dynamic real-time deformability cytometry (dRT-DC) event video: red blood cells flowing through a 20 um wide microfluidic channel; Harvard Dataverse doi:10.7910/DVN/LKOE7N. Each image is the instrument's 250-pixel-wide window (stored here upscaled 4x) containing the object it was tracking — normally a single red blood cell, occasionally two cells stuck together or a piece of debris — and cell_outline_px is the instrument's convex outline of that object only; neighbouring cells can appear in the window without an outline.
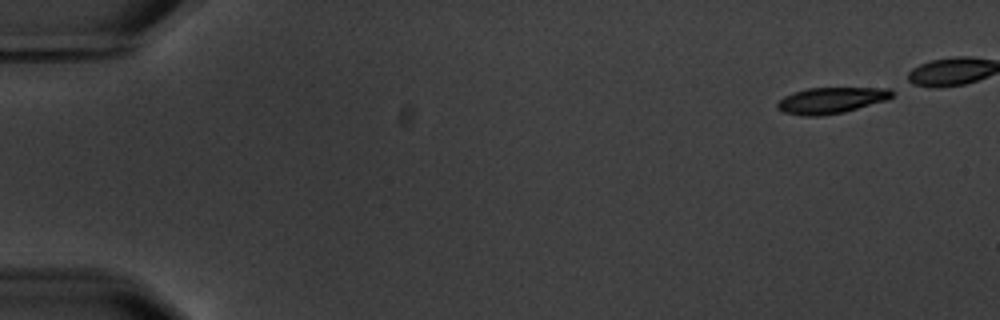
{"species": "common noctule bat (a hibernating species)", "species_latin": "Nyctalus noctula", "temperature_condition": "warm", "stored_images_in_passage": 16, "camera_frame_rate_fps": 3000, "um_per_image_px": 0.085, "animal": {"sex": "male", "body_mass_g": 20.1, "forearm_length_mm": 53.5}, "frame": {"image": 1, "passage_image": 1, "time_ms": 0.0, "image_size_px": [1000, 320], "cell_outline_px": [[892, 96], [888, 100], [844, 112], [820, 116], [800, 116], [784, 112], [776, 108], [776, 104], [784, 96], [808, 88], [892, 88]], "centroid_in_image_um": [70.65, 8.54], "position_along_channel_um": 14.4, "area_um2": 17.46}}
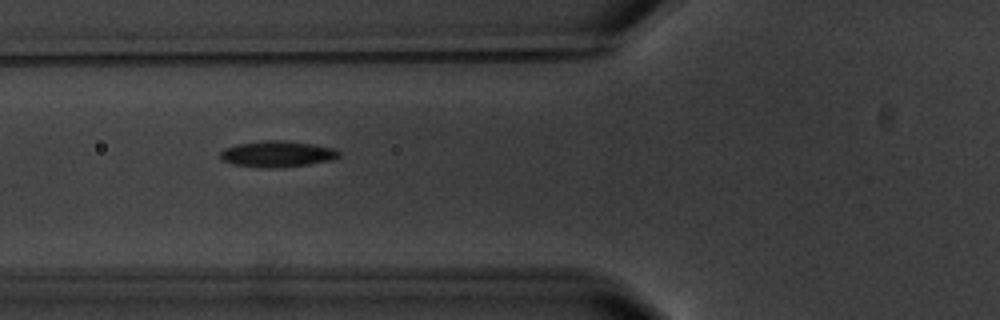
{"frame": {"image": 2, "passage_image": 7, "time_ms": 8.0, "image_size_px": [1000, 320], "cell_outline_px": [[340, 156], [328, 160], [308, 164], [276, 168], [260, 168], [232, 164], [224, 160], [220, 156], [220, 152], [224, 148], [236, 144], [264, 140], [284, 140], [316, 144], [332, 148], [340, 152]], "centroid_in_image_um": [23.53, 13.08], "position_along_channel_um": 102.3, "area_um2": 18.09}}
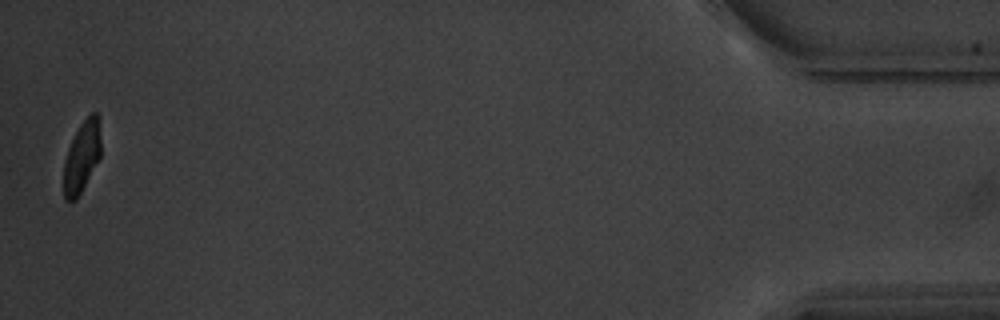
{"frame": {"image": 3, "passage_image": 16, "time_ms": 19.667, "image_size_px": [1000, 320], "cell_outline_px": [[100, 156], [76, 200], [64, 200], [64, 160], [68, 148], [80, 124], [92, 112], [96, 112], [100, 120]], "centroid_in_image_um": [6.95, 13.29], "position_along_channel_um": 428.2, "area_um2": 15.14}, "authors_computed_cell_mechanics": {"area_um2": 17.6001, "velocity_mm_per_s": 3.5186, "shape_relaxation_time_tau1_ms": 3.3309, "shape_relaxation_time_tau2_ms": null, "deformation_change_tau1": 0.1214, "deformation_change_tau2": null}}